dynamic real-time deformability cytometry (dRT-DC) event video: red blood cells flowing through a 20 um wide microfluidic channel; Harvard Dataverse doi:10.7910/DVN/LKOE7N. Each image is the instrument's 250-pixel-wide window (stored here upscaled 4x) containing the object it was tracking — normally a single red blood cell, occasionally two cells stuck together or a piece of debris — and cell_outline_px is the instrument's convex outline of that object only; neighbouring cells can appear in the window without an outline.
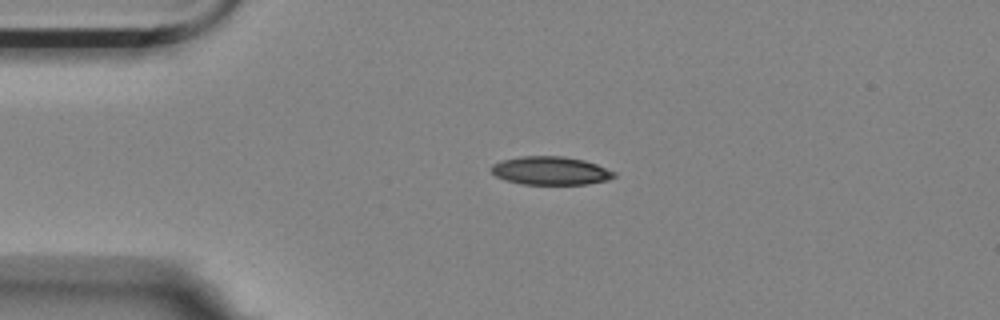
{"species": "Egyptian fruit bat (a non-hibernating species)", "species_latin": "Rousettus aegyptiacus", "temperature_condition": "room temperature", "stored_images_in_passage": 5, "camera_frame_rate_fps": 3000, "um_per_image_px": 0.085, "animal": {"sex": "female"}, "frame": {"image": 1, "passage_image": 5, "time_ms": 1.333, "image_size_px": [1000, 320], "cell_outline_px": [[616, 176], [608, 180], [588, 184], [520, 184], [504, 180], [496, 176], [488, 168], [492, 164], [500, 160], [520, 156], [564, 156], [584, 160], [596, 164], [616, 172]], "centroid_in_image_um": [46.76, 14.51], "position_along_channel_um": 38.2, "area_um2": 20.52}}